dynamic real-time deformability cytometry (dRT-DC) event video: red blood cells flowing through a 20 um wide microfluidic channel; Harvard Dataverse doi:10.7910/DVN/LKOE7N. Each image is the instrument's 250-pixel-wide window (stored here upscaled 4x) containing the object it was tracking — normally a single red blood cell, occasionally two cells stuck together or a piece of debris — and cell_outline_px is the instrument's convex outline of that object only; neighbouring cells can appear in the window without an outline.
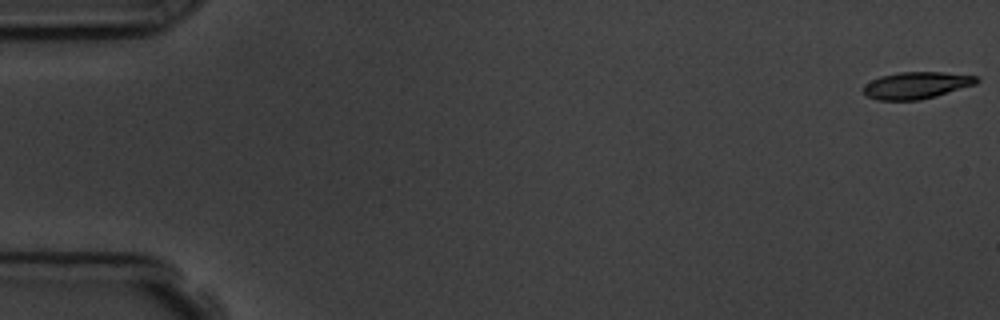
{"species": "common noctule bat (a hibernating species)", "species_latin": "Nyctalus noctula", "temperature_condition": "room temperature", "stored_images_in_passage": 18, "camera_frame_rate_fps": 3000, "um_per_image_px": 0.085, "animal": {"sex": "male", "body_mass_g": 19.5, "forearm_length_mm": 54.6}, "frame": {"image": 1, "passage_image": 1, "time_ms": 0.0, "image_size_px": [1000, 320], "cell_outline_px": [[980, 80], [976, 84], [936, 96], [920, 100], [876, 100], [868, 96], [864, 92], [864, 84], [880, 76], [900, 72], [944, 72], [976, 76]], "centroid_in_image_um": [77.9, 7.25], "position_along_channel_um": 7.1, "area_um2": 17.69}}
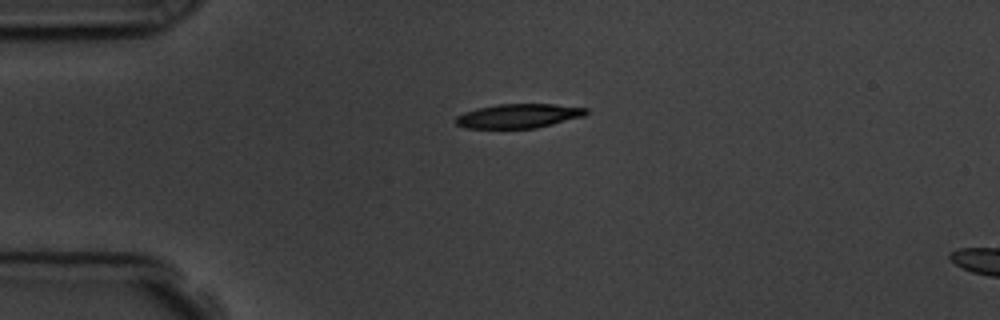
{"frame": {"image": 2, "passage_image": 14, "time_ms": 4.333, "image_size_px": [1000, 320], "cell_outline_px": [[588, 112], [584, 116], [536, 128], [464, 128], [456, 124], [456, 116], [464, 112], [476, 108], [500, 104], [556, 104], [588, 108]], "centroid_in_image_um": [44.08, 9.85], "position_along_channel_um": 40.9, "area_um2": 18.38}}